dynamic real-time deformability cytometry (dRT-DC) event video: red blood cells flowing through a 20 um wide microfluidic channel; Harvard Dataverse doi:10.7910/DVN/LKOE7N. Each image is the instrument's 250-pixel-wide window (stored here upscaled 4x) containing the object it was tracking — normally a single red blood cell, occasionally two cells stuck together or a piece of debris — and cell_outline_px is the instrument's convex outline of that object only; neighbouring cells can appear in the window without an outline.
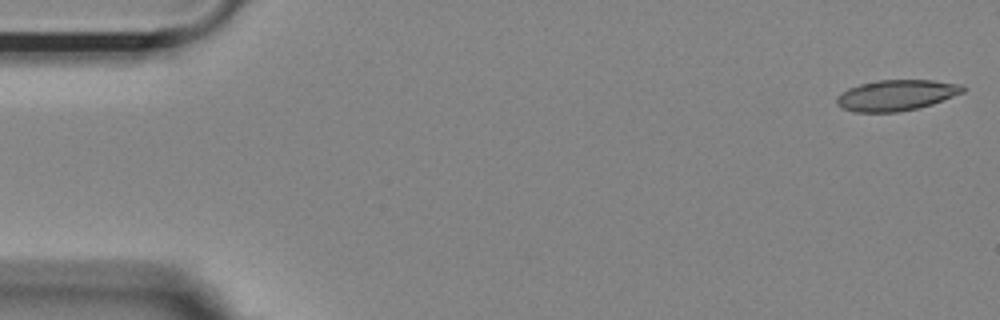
{"species": "Egyptian fruit bat (a non-hibernating species)", "species_latin": "Rousettus aegyptiacus", "temperature_condition": "room temperature", "stored_images_in_passage": 53, "camera_frame_rate_fps": 3000, "um_per_image_px": 0.085, "animal": {"sex": "female"}, "frame": {"image": 1, "passage_image": 1, "time_ms": 0.0, "image_size_px": [1000, 320], "cell_outline_px": [[964, 92], [932, 104], [920, 108], [896, 112], [856, 112], [840, 108], [836, 104], [836, 96], [840, 92], [848, 88], [860, 84], [876, 80], [932, 80], [960, 84], [964, 88]], "centroid_in_image_um": [76.13, 8.1], "position_along_channel_um": 8.9, "area_um2": 22.77}}
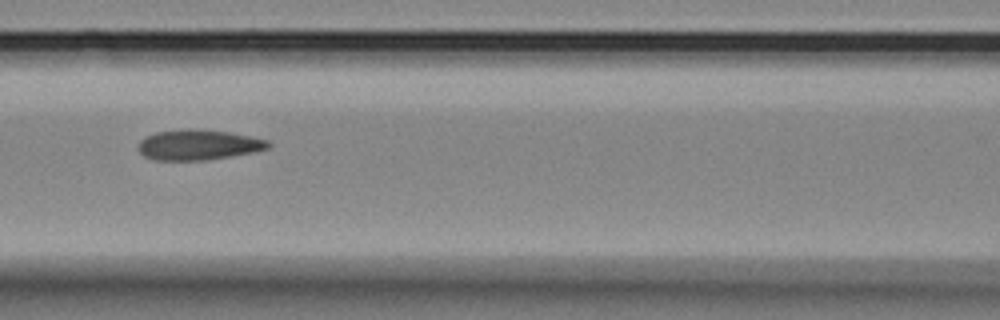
{"frame": {"image": 2, "passage_image": 23, "time_ms": 7.333, "image_size_px": [1000, 320], "cell_outline_px": [[272, 144], [268, 148], [252, 152], [208, 160], [156, 160], [144, 156], [136, 148], [140, 140], [144, 136], [156, 132], [188, 128], [228, 132], [252, 136], [268, 140]], "centroid_in_image_um": [16.83, 12.3], "position_along_channel_um": 149.8, "area_um2": 23.06}}
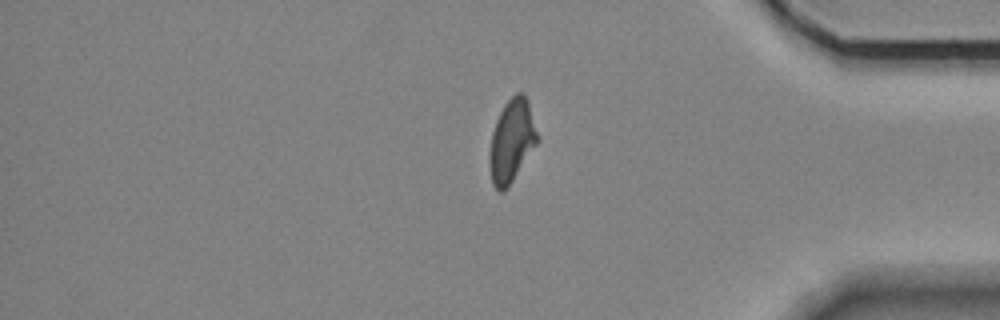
{"frame": {"image": 3, "passage_image": 45, "time_ms": 14.667, "image_size_px": [1000, 320], "cell_outline_px": [[540, 140], [508, 188], [500, 192], [492, 184], [488, 164], [488, 156], [492, 132], [496, 120], [504, 104], [516, 92], [524, 92], [528, 100]], "centroid_in_image_um": [43.5, 11.98], "position_along_channel_um": 391.7, "area_um2": 23.52}, "authors_computed_cell_mechanics": {"area_um2": 23.0044, "velocity_mm_per_s": 3.6169, "shape_relaxation_time_tau1_ms": null, "shape_relaxation_time_tau2_ms": 2.9376, "deformation_change_tau1": null, "deformation_change_tau2": 0.0989}}